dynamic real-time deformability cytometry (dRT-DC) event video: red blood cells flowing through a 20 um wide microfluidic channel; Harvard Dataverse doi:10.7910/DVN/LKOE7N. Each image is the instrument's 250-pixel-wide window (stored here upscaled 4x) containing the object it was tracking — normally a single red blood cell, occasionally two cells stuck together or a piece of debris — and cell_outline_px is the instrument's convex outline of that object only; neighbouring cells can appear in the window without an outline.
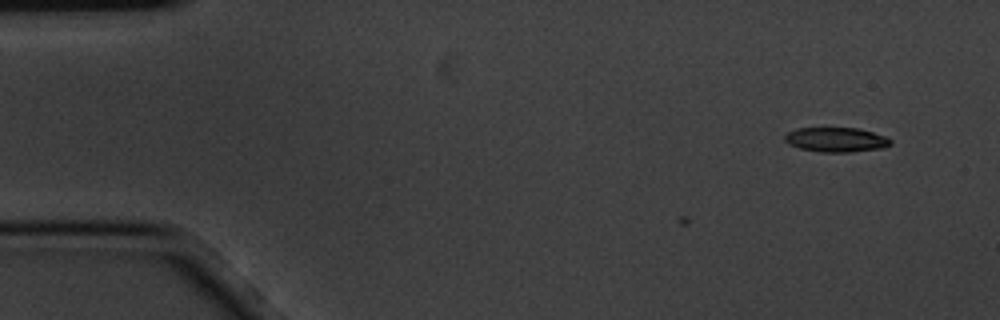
{"species": "common noctule bat (a hibernating species)", "species_latin": "Nyctalus noctula", "temperature_condition": "cold", "stored_images_in_passage": 3, "camera_frame_rate_fps": 3000, "um_per_image_px": 0.085, "animal": {"sex": "male", "body_mass_g": 20.1, "forearm_length_mm": 53.5}, "frame": {"image": 1, "passage_image": 3, "time_ms": 0.667, "image_size_px": [1000, 320], "cell_outline_px": [[892, 144], [884, 148], [852, 152], [820, 152], [800, 148], [788, 144], [784, 140], [784, 136], [788, 132], [796, 128], [856, 128], [872, 132], [884, 136], [892, 140]], "centroid_in_image_um": [71.07, 11.88], "position_along_channel_um": 13.9, "area_um2": 15.2}}